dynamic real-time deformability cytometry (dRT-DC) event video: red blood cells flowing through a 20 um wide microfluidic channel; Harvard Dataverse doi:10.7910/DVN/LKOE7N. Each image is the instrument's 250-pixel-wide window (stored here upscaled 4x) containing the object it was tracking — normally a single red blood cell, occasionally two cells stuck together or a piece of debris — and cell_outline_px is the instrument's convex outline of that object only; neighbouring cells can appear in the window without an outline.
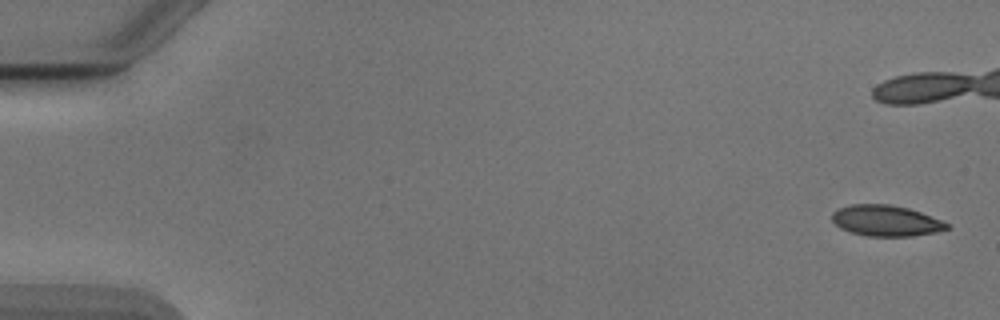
{"species": "Egyptian fruit bat (a non-hibernating species)", "species_latin": "Rousettus aegyptiacus", "temperature_condition": "cold", "stored_images_in_passage": 9, "camera_frame_rate_fps": 3000, "um_per_image_px": 0.085, "animal": {"sex": "male"}, "frame": {"image": 1, "passage_image": 1, "time_ms": 0.0, "image_size_px": [1000, 320], "cell_outline_px": [[948, 228], [936, 232], [912, 236], [868, 236], [852, 232], [840, 228], [832, 220], [832, 212], [840, 208], [852, 204], [888, 204], [908, 208], [920, 212], [940, 220], [948, 224]], "centroid_in_image_um": [75.28, 18.76], "position_along_channel_um": 9.7, "area_um2": 20.4}}